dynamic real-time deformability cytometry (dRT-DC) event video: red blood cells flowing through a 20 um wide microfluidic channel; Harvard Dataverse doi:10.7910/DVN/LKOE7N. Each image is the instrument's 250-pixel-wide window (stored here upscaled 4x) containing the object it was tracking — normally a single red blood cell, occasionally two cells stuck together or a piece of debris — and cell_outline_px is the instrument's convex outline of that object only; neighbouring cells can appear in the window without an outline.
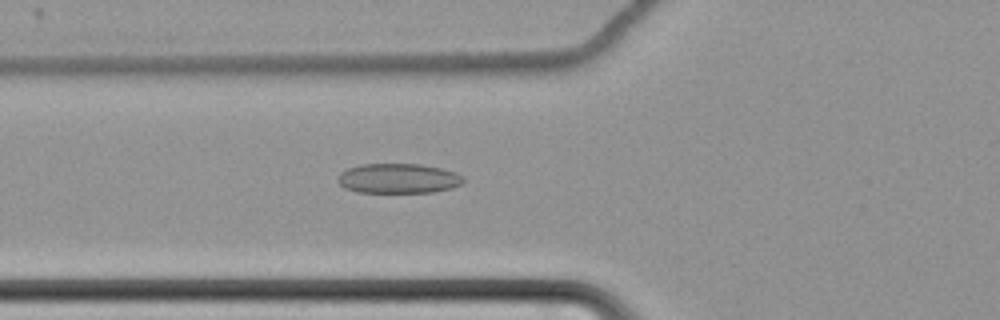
{"species": "common noctule bat (a hibernating species)", "species_latin": "Nyctalus noctula", "temperature_condition": "cold", "stored_images_in_passage": 64, "camera_frame_rate_fps": 3000, "um_per_image_px": 0.085, "animal": {"sex": "female", "body_mass_g": 22.7, "forearm_length_mm": 54.2}, "frame": {"image": 1, "passage_image": 27, "time_ms": 8.667, "image_size_px": [1000, 320], "cell_outline_px": [[464, 180], [460, 184], [452, 188], [432, 192], [356, 192], [344, 188], [336, 180], [340, 172], [348, 168], [360, 164], [420, 164], [440, 168], [456, 172], [464, 176]], "centroid_in_image_um": [33.84, 15.16], "position_along_channel_um": 92.0, "area_um2": 21.91}}
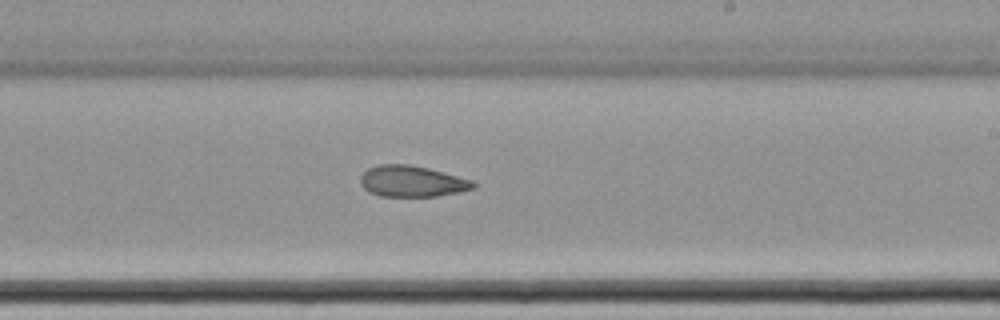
{"frame": {"image": 2, "passage_image": 41, "time_ms": 13.333, "image_size_px": [1000, 320], "cell_outline_px": [[476, 188], [460, 192], [436, 196], [380, 196], [364, 188], [360, 184], [360, 176], [368, 168], [380, 164], [408, 164], [428, 168], [476, 180]], "centroid_in_image_um": [35.07, 15.4], "position_along_channel_um": 253.9, "area_um2": 20.63}}
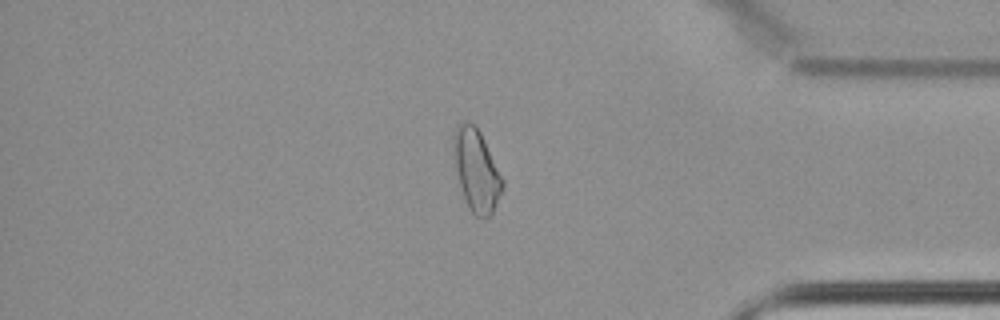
{"frame": {"image": 3, "passage_image": 55, "time_ms": 18.0, "image_size_px": [1000, 320], "cell_outline_px": [[504, 184], [492, 216], [472, 216], [464, 196], [460, 184], [456, 168], [452, 136], [452, 132], [456, 124], [468, 120], [480, 132], [504, 180]], "centroid_in_image_um": [40.49, 14.46], "position_along_channel_um": 394.7, "area_um2": 23.18}, "authors_computed_cell_mechanics": {"area_um2": 23.2934, "velocity_mm_per_s": 3.4746, "shape_relaxation_time_tau1_ms": null, "shape_relaxation_time_tau2_ms": 3.7345, "deformation_change_tau1": null, "deformation_change_tau2": 0.0943}}